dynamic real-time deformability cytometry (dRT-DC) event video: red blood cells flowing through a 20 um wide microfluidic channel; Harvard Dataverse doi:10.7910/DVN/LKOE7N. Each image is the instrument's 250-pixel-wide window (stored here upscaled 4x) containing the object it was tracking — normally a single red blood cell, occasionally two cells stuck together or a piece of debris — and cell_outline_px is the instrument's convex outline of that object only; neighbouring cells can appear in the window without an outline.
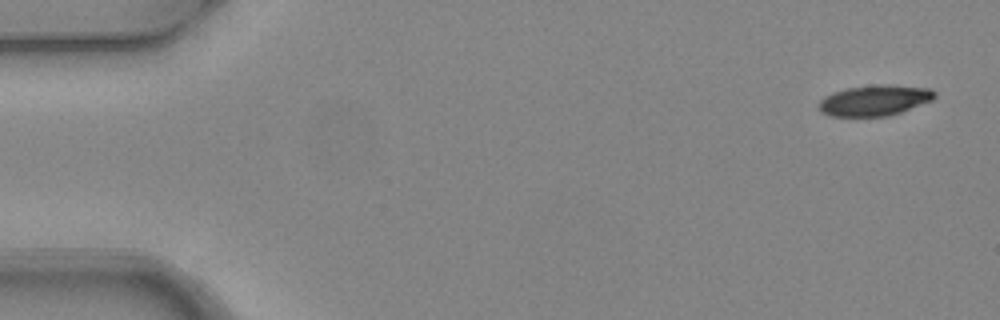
{"species": "common noctule bat (a hibernating species)", "species_latin": "Nyctalus noctula", "temperature_condition": "warm", "stored_images_in_passage": 5, "camera_frame_rate_fps": 3000, "um_per_image_px": 0.085, "animal": {"sex": "female", "body_mass_g": 24.6, "forearm_length_mm": 56.2}, "frame": {"image": 1, "passage_image": 1, "time_ms": 0.0, "image_size_px": [1000, 320], "cell_outline_px": [[936, 96], [932, 100], [900, 112], [888, 116], [828, 116], [820, 112], [816, 104], [824, 96], [832, 92], [848, 88], [880, 84], [888, 84], [932, 88], [936, 92]], "centroid_in_image_um": [74.31, 8.53], "position_along_channel_um": 10.7, "area_um2": 20.92}}
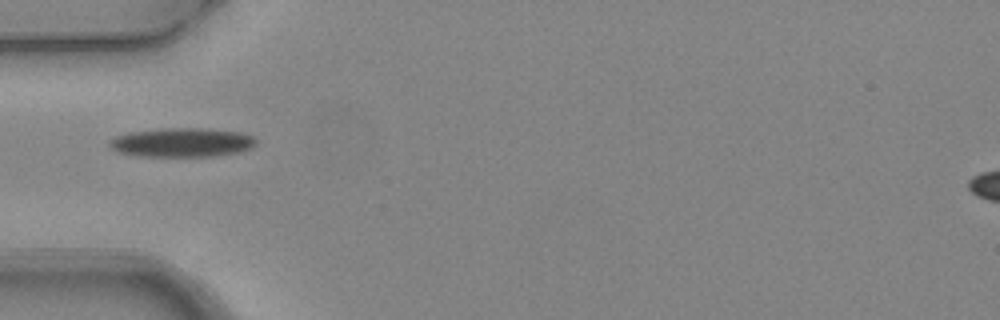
{"frame": {"image": 2, "passage_image": 4, "time_ms": 1.0, "image_size_px": [1000, 320], "cell_outline_px": [[256, 144], [252, 148], [240, 152], [212, 156], [132, 156], [116, 152], [108, 144], [116, 136], [128, 132], [160, 128], [208, 128], [240, 132], [252, 136], [256, 140]], "centroid_in_image_um": [15.46, 12.1], "position_along_channel_um": 69.5, "area_um2": 25.09}}
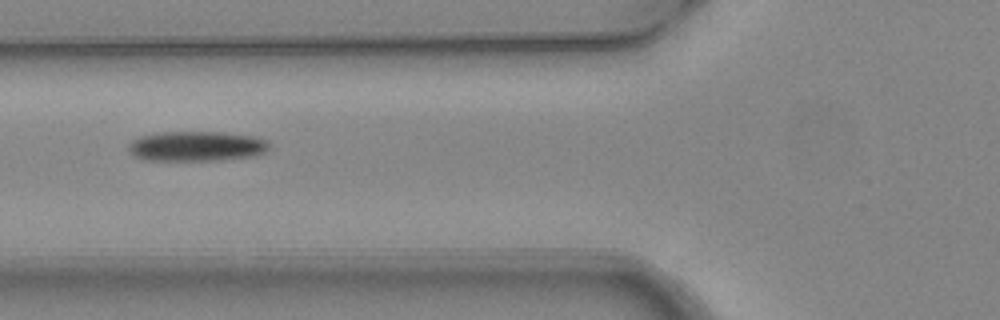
{"frame": {"image": 3, "passage_image": 5, "time_ms": 1.333, "image_size_px": [1000, 320], "cell_outline_px": [[268, 148], [264, 152], [256, 156], [220, 160], [144, 160], [132, 156], [128, 152], [128, 144], [132, 140], [140, 136], [160, 132], [224, 132], [256, 136], [268, 140]], "centroid_in_image_um": [16.69, 12.43], "position_along_channel_um": 109.1, "area_um2": 24.91}}